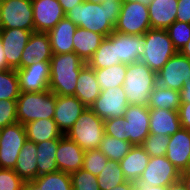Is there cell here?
Instances as JSON below:
<instances>
[{
	"mask_svg": "<svg viewBox=\"0 0 190 190\" xmlns=\"http://www.w3.org/2000/svg\"><path fill=\"white\" fill-rule=\"evenodd\" d=\"M121 5L122 2L111 0L101 4L84 1L74 5L65 13V17L77 27L108 37L114 31Z\"/></svg>",
	"mask_w": 190,
	"mask_h": 190,
	"instance_id": "obj_1",
	"label": "cell"
},
{
	"mask_svg": "<svg viewBox=\"0 0 190 190\" xmlns=\"http://www.w3.org/2000/svg\"><path fill=\"white\" fill-rule=\"evenodd\" d=\"M86 64L75 52L52 55L49 90L55 95L73 96L78 75Z\"/></svg>",
	"mask_w": 190,
	"mask_h": 190,
	"instance_id": "obj_2",
	"label": "cell"
},
{
	"mask_svg": "<svg viewBox=\"0 0 190 190\" xmlns=\"http://www.w3.org/2000/svg\"><path fill=\"white\" fill-rule=\"evenodd\" d=\"M156 84L157 73L141 61L127 65L122 88L129 105L148 107L149 95Z\"/></svg>",
	"mask_w": 190,
	"mask_h": 190,
	"instance_id": "obj_3",
	"label": "cell"
},
{
	"mask_svg": "<svg viewBox=\"0 0 190 190\" xmlns=\"http://www.w3.org/2000/svg\"><path fill=\"white\" fill-rule=\"evenodd\" d=\"M56 95L50 91L20 92L17 98V121L23 125L38 119H53Z\"/></svg>",
	"mask_w": 190,
	"mask_h": 190,
	"instance_id": "obj_4",
	"label": "cell"
},
{
	"mask_svg": "<svg viewBox=\"0 0 190 190\" xmlns=\"http://www.w3.org/2000/svg\"><path fill=\"white\" fill-rule=\"evenodd\" d=\"M104 134V121L90 108H86L66 136L87 151L98 149Z\"/></svg>",
	"mask_w": 190,
	"mask_h": 190,
	"instance_id": "obj_5",
	"label": "cell"
},
{
	"mask_svg": "<svg viewBox=\"0 0 190 190\" xmlns=\"http://www.w3.org/2000/svg\"><path fill=\"white\" fill-rule=\"evenodd\" d=\"M146 44L140 61L158 73L178 51L166 29H149L145 33Z\"/></svg>",
	"mask_w": 190,
	"mask_h": 190,
	"instance_id": "obj_6",
	"label": "cell"
},
{
	"mask_svg": "<svg viewBox=\"0 0 190 190\" xmlns=\"http://www.w3.org/2000/svg\"><path fill=\"white\" fill-rule=\"evenodd\" d=\"M151 29L148 5L140 2H122L114 31L128 35H143Z\"/></svg>",
	"mask_w": 190,
	"mask_h": 190,
	"instance_id": "obj_7",
	"label": "cell"
},
{
	"mask_svg": "<svg viewBox=\"0 0 190 190\" xmlns=\"http://www.w3.org/2000/svg\"><path fill=\"white\" fill-rule=\"evenodd\" d=\"M1 29H25L34 31L31 0H0Z\"/></svg>",
	"mask_w": 190,
	"mask_h": 190,
	"instance_id": "obj_8",
	"label": "cell"
},
{
	"mask_svg": "<svg viewBox=\"0 0 190 190\" xmlns=\"http://www.w3.org/2000/svg\"><path fill=\"white\" fill-rule=\"evenodd\" d=\"M27 140L23 124L16 122L1 129L0 168L14 169L16 159Z\"/></svg>",
	"mask_w": 190,
	"mask_h": 190,
	"instance_id": "obj_9",
	"label": "cell"
},
{
	"mask_svg": "<svg viewBox=\"0 0 190 190\" xmlns=\"http://www.w3.org/2000/svg\"><path fill=\"white\" fill-rule=\"evenodd\" d=\"M124 118V140L133 146L141 145L150 134L149 108L143 105H128Z\"/></svg>",
	"mask_w": 190,
	"mask_h": 190,
	"instance_id": "obj_10",
	"label": "cell"
},
{
	"mask_svg": "<svg viewBox=\"0 0 190 190\" xmlns=\"http://www.w3.org/2000/svg\"><path fill=\"white\" fill-rule=\"evenodd\" d=\"M190 80V59L177 52L157 73V84L162 87L181 91Z\"/></svg>",
	"mask_w": 190,
	"mask_h": 190,
	"instance_id": "obj_11",
	"label": "cell"
},
{
	"mask_svg": "<svg viewBox=\"0 0 190 190\" xmlns=\"http://www.w3.org/2000/svg\"><path fill=\"white\" fill-rule=\"evenodd\" d=\"M128 101L122 86L101 91L90 109L103 121L124 116Z\"/></svg>",
	"mask_w": 190,
	"mask_h": 190,
	"instance_id": "obj_12",
	"label": "cell"
},
{
	"mask_svg": "<svg viewBox=\"0 0 190 190\" xmlns=\"http://www.w3.org/2000/svg\"><path fill=\"white\" fill-rule=\"evenodd\" d=\"M181 173L166 156L150 157L140 179L151 186H169L180 179Z\"/></svg>",
	"mask_w": 190,
	"mask_h": 190,
	"instance_id": "obj_13",
	"label": "cell"
},
{
	"mask_svg": "<svg viewBox=\"0 0 190 190\" xmlns=\"http://www.w3.org/2000/svg\"><path fill=\"white\" fill-rule=\"evenodd\" d=\"M50 71V62H35L28 67L16 69L20 92L49 90Z\"/></svg>",
	"mask_w": 190,
	"mask_h": 190,
	"instance_id": "obj_14",
	"label": "cell"
},
{
	"mask_svg": "<svg viewBox=\"0 0 190 190\" xmlns=\"http://www.w3.org/2000/svg\"><path fill=\"white\" fill-rule=\"evenodd\" d=\"M34 31L25 29H0L7 65L11 69L21 68V55Z\"/></svg>",
	"mask_w": 190,
	"mask_h": 190,
	"instance_id": "obj_15",
	"label": "cell"
},
{
	"mask_svg": "<svg viewBox=\"0 0 190 190\" xmlns=\"http://www.w3.org/2000/svg\"><path fill=\"white\" fill-rule=\"evenodd\" d=\"M31 1L35 32H48L65 17V12L58 0Z\"/></svg>",
	"mask_w": 190,
	"mask_h": 190,
	"instance_id": "obj_16",
	"label": "cell"
},
{
	"mask_svg": "<svg viewBox=\"0 0 190 190\" xmlns=\"http://www.w3.org/2000/svg\"><path fill=\"white\" fill-rule=\"evenodd\" d=\"M87 107L73 96L56 95L55 114L56 122L63 135L73 127V124Z\"/></svg>",
	"mask_w": 190,
	"mask_h": 190,
	"instance_id": "obj_17",
	"label": "cell"
},
{
	"mask_svg": "<svg viewBox=\"0 0 190 190\" xmlns=\"http://www.w3.org/2000/svg\"><path fill=\"white\" fill-rule=\"evenodd\" d=\"M85 151L74 141L63 135L58 142L56 164L58 171L72 173L83 166Z\"/></svg>",
	"mask_w": 190,
	"mask_h": 190,
	"instance_id": "obj_18",
	"label": "cell"
},
{
	"mask_svg": "<svg viewBox=\"0 0 190 190\" xmlns=\"http://www.w3.org/2000/svg\"><path fill=\"white\" fill-rule=\"evenodd\" d=\"M52 55L48 33L34 31L21 55V68L28 67L35 62H50Z\"/></svg>",
	"mask_w": 190,
	"mask_h": 190,
	"instance_id": "obj_19",
	"label": "cell"
},
{
	"mask_svg": "<svg viewBox=\"0 0 190 190\" xmlns=\"http://www.w3.org/2000/svg\"><path fill=\"white\" fill-rule=\"evenodd\" d=\"M166 157L182 173L190 160L189 130L181 127L169 137Z\"/></svg>",
	"mask_w": 190,
	"mask_h": 190,
	"instance_id": "obj_20",
	"label": "cell"
},
{
	"mask_svg": "<svg viewBox=\"0 0 190 190\" xmlns=\"http://www.w3.org/2000/svg\"><path fill=\"white\" fill-rule=\"evenodd\" d=\"M145 44V33L143 35H128L116 32L117 58L123 64L140 62Z\"/></svg>",
	"mask_w": 190,
	"mask_h": 190,
	"instance_id": "obj_21",
	"label": "cell"
},
{
	"mask_svg": "<svg viewBox=\"0 0 190 190\" xmlns=\"http://www.w3.org/2000/svg\"><path fill=\"white\" fill-rule=\"evenodd\" d=\"M178 0H150L148 12L151 29H167L176 21Z\"/></svg>",
	"mask_w": 190,
	"mask_h": 190,
	"instance_id": "obj_22",
	"label": "cell"
},
{
	"mask_svg": "<svg viewBox=\"0 0 190 190\" xmlns=\"http://www.w3.org/2000/svg\"><path fill=\"white\" fill-rule=\"evenodd\" d=\"M77 26L64 17L54 28L49 30L52 54L73 52V38Z\"/></svg>",
	"mask_w": 190,
	"mask_h": 190,
	"instance_id": "obj_23",
	"label": "cell"
},
{
	"mask_svg": "<svg viewBox=\"0 0 190 190\" xmlns=\"http://www.w3.org/2000/svg\"><path fill=\"white\" fill-rule=\"evenodd\" d=\"M101 93L93 68L86 64L80 71L77 79L74 96L87 108H90Z\"/></svg>",
	"mask_w": 190,
	"mask_h": 190,
	"instance_id": "obj_24",
	"label": "cell"
},
{
	"mask_svg": "<svg viewBox=\"0 0 190 190\" xmlns=\"http://www.w3.org/2000/svg\"><path fill=\"white\" fill-rule=\"evenodd\" d=\"M181 128L178 111L149 109V129L152 134L171 136Z\"/></svg>",
	"mask_w": 190,
	"mask_h": 190,
	"instance_id": "obj_25",
	"label": "cell"
},
{
	"mask_svg": "<svg viewBox=\"0 0 190 190\" xmlns=\"http://www.w3.org/2000/svg\"><path fill=\"white\" fill-rule=\"evenodd\" d=\"M150 156L140 145L132 146L119 162L126 181L136 182L148 165Z\"/></svg>",
	"mask_w": 190,
	"mask_h": 190,
	"instance_id": "obj_26",
	"label": "cell"
},
{
	"mask_svg": "<svg viewBox=\"0 0 190 190\" xmlns=\"http://www.w3.org/2000/svg\"><path fill=\"white\" fill-rule=\"evenodd\" d=\"M36 143L26 140L21 148L14 171L24 182H32L38 175Z\"/></svg>",
	"mask_w": 190,
	"mask_h": 190,
	"instance_id": "obj_27",
	"label": "cell"
},
{
	"mask_svg": "<svg viewBox=\"0 0 190 190\" xmlns=\"http://www.w3.org/2000/svg\"><path fill=\"white\" fill-rule=\"evenodd\" d=\"M105 37L99 33L77 27L73 38V52L85 63L92 58Z\"/></svg>",
	"mask_w": 190,
	"mask_h": 190,
	"instance_id": "obj_28",
	"label": "cell"
},
{
	"mask_svg": "<svg viewBox=\"0 0 190 190\" xmlns=\"http://www.w3.org/2000/svg\"><path fill=\"white\" fill-rule=\"evenodd\" d=\"M121 63L116 52V31L105 37L100 47L88 61V65L93 69H102Z\"/></svg>",
	"mask_w": 190,
	"mask_h": 190,
	"instance_id": "obj_29",
	"label": "cell"
},
{
	"mask_svg": "<svg viewBox=\"0 0 190 190\" xmlns=\"http://www.w3.org/2000/svg\"><path fill=\"white\" fill-rule=\"evenodd\" d=\"M27 140L41 143L51 139H60L63 134L53 119H38L24 125Z\"/></svg>",
	"mask_w": 190,
	"mask_h": 190,
	"instance_id": "obj_30",
	"label": "cell"
},
{
	"mask_svg": "<svg viewBox=\"0 0 190 190\" xmlns=\"http://www.w3.org/2000/svg\"><path fill=\"white\" fill-rule=\"evenodd\" d=\"M181 105L180 91L162 87L159 84L149 95L148 108L149 109H165L171 111H178Z\"/></svg>",
	"mask_w": 190,
	"mask_h": 190,
	"instance_id": "obj_31",
	"label": "cell"
},
{
	"mask_svg": "<svg viewBox=\"0 0 190 190\" xmlns=\"http://www.w3.org/2000/svg\"><path fill=\"white\" fill-rule=\"evenodd\" d=\"M59 139H51L37 143V168L38 175H45L58 171L56 164V151Z\"/></svg>",
	"mask_w": 190,
	"mask_h": 190,
	"instance_id": "obj_32",
	"label": "cell"
},
{
	"mask_svg": "<svg viewBox=\"0 0 190 190\" xmlns=\"http://www.w3.org/2000/svg\"><path fill=\"white\" fill-rule=\"evenodd\" d=\"M127 64L118 63L111 67L94 69L101 91L123 85Z\"/></svg>",
	"mask_w": 190,
	"mask_h": 190,
	"instance_id": "obj_33",
	"label": "cell"
},
{
	"mask_svg": "<svg viewBox=\"0 0 190 190\" xmlns=\"http://www.w3.org/2000/svg\"><path fill=\"white\" fill-rule=\"evenodd\" d=\"M32 182L40 190H73L70 174L62 171L38 176Z\"/></svg>",
	"mask_w": 190,
	"mask_h": 190,
	"instance_id": "obj_34",
	"label": "cell"
},
{
	"mask_svg": "<svg viewBox=\"0 0 190 190\" xmlns=\"http://www.w3.org/2000/svg\"><path fill=\"white\" fill-rule=\"evenodd\" d=\"M133 145L125 140L104 134L99 150L112 161L120 162Z\"/></svg>",
	"mask_w": 190,
	"mask_h": 190,
	"instance_id": "obj_35",
	"label": "cell"
},
{
	"mask_svg": "<svg viewBox=\"0 0 190 190\" xmlns=\"http://www.w3.org/2000/svg\"><path fill=\"white\" fill-rule=\"evenodd\" d=\"M97 178L100 190L114 189L126 181L119 163L112 160L107 162L100 174L97 175Z\"/></svg>",
	"mask_w": 190,
	"mask_h": 190,
	"instance_id": "obj_36",
	"label": "cell"
},
{
	"mask_svg": "<svg viewBox=\"0 0 190 190\" xmlns=\"http://www.w3.org/2000/svg\"><path fill=\"white\" fill-rule=\"evenodd\" d=\"M19 79L15 69L0 71V100H17Z\"/></svg>",
	"mask_w": 190,
	"mask_h": 190,
	"instance_id": "obj_37",
	"label": "cell"
},
{
	"mask_svg": "<svg viewBox=\"0 0 190 190\" xmlns=\"http://www.w3.org/2000/svg\"><path fill=\"white\" fill-rule=\"evenodd\" d=\"M169 136L150 133L140 145L150 157L166 156Z\"/></svg>",
	"mask_w": 190,
	"mask_h": 190,
	"instance_id": "obj_38",
	"label": "cell"
},
{
	"mask_svg": "<svg viewBox=\"0 0 190 190\" xmlns=\"http://www.w3.org/2000/svg\"><path fill=\"white\" fill-rule=\"evenodd\" d=\"M166 30L174 48L180 52L190 40V23L175 21Z\"/></svg>",
	"mask_w": 190,
	"mask_h": 190,
	"instance_id": "obj_39",
	"label": "cell"
},
{
	"mask_svg": "<svg viewBox=\"0 0 190 190\" xmlns=\"http://www.w3.org/2000/svg\"><path fill=\"white\" fill-rule=\"evenodd\" d=\"M109 159L99 149L87 150L84 153L82 168L97 176L106 166Z\"/></svg>",
	"mask_w": 190,
	"mask_h": 190,
	"instance_id": "obj_40",
	"label": "cell"
},
{
	"mask_svg": "<svg viewBox=\"0 0 190 190\" xmlns=\"http://www.w3.org/2000/svg\"><path fill=\"white\" fill-rule=\"evenodd\" d=\"M73 190H100L97 176L80 168L70 173Z\"/></svg>",
	"mask_w": 190,
	"mask_h": 190,
	"instance_id": "obj_41",
	"label": "cell"
},
{
	"mask_svg": "<svg viewBox=\"0 0 190 190\" xmlns=\"http://www.w3.org/2000/svg\"><path fill=\"white\" fill-rule=\"evenodd\" d=\"M24 183L13 169L0 168V190H22Z\"/></svg>",
	"mask_w": 190,
	"mask_h": 190,
	"instance_id": "obj_42",
	"label": "cell"
},
{
	"mask_svg": "<svg viewBox=\"0 0 190 190\" xmlns=\"http://www.w3.org/2000/svg\"><path fill=\"white\" fill-rule=\"evenodd\" d=\"M17 121V100H0V128Z\"/></svg>",
	"mask_w": 190,
	"mask_h": 190,
	"instance_id": "obj_43",
	"label": "cell"
},
{
	"mask_svg": "<svg viewBox=\"0 0 190 190\" xmlns=\"http://www.w3.org/2000/svg\"><path fill=\"white\" fill-rule=\"evenodd\" d=\"M124 116L110 118L104 121L106 135L124 140Z\"/></svg>",
	"mask_w": 190,
	"mask_h": 190,
	"instance_id": "obj_44",
	"label": "cell"
},
{
	"mask_svg": "<svg viewBox=\"0 0 190 190\" xmlns=\"http://www.w3.org/2000/svg\"><path fill=\"white\" fill-rule=\"evenodd\" d=\"M176 21L190 23V0H178Z\"/></svg>",
	"mask_w": 190,
	"mask_h": 190,
	"instance_id": "obj_45",
	"label": "cell"
},
{
	"mask_svg": "<svg viewBox=\"0 0 190 190\" xmlns=\"http://www.w3.org/2000/svg\"><path fill=\"white\" fill-rule=\"evenodd\" d=\"M178 112L181 127L190 131V103H181Z\"/></svg>",
	"mask_w": 190,
	"mask_h": 190,
	"instance_id": "obj_46",
	"label": "cell"
},
{
	"mask_svg": "<svg viewBox=\"0 0 190 190\" xmlns=\"http://www.w3.org/2000/svg\"><path fill=\"white\" fill-rule=\"evenodd\" d=\"M135 190H168V186H150L147 181L140 178L134 182Z\"/></svg>",
	"mask_w": 190,
	"mask_h": 190,
	"instance_id": "obj_47",
	"label": "cell"
},
{
	"mask_svg": "<svg viewBox=\"0 0 190 190\" xmlns=\"http://www.w3.org/2000/svg\"><path fill=\"white\" fill-rule=\"evenodd\" d=\"M180 96L181 103H190V80L183 85Z\"/></svg>",
	"mask_w": 190,
	"mask_h": 190,
	"instance_id": "obj_48",
	"label": "cell"
},
{
	"mask_svg": "<svg viewBox=\"0 0 190 190\" xmlns=\"http://www.w3.org/2000/svg\"><path fill=\"white\" fill-rule=\"evenodd\" d=\"M60 5L62 6L64 12H68L69 10L73 9L74 5H78L85 0H58Z\"/></svg>",
	"mask_w": 190,
	"mask_h": 190,
	"instance_id": "obj_49",
	"label": "cell"
},
{
	"mask_svg": "<svg viewBox=\"0 0 190 190\" xmlns=\"http://www.w3.org/2000/svg\"><path fill=\"white\" fill-rule=\"evenodd\" d=\"M9 69L11 68L7 65V61L5 58L4 49L2 45V39L0 35V71L9 70Z\"/></svg>",
	"mask_w": 190,
	"mask_h": 190,
	"instance_id": "obj_50",
	"label": "cell"
},
{
	"mask_svg": "<svg viewBox=\"0 0 190 190\" xmlns=\"http://www.w3.org/2000/svg\"><path fill=\"white\" fill-rule=\"evenodd\" d=\"M108 190H135L134 182L131 181H125L124 183L116 186L114 189H108Z\"/></svg>",
	"mask_w": 190,
	"mask_h": 190,
	"instance_id": "obj_51",
	"label": "cell"
},
{
	"mask_svg": "<svg viewBox=\"0 0 190 190\" xmlns=\"http://www.w3.org/2000/svg\"><path fill=\"white\" fill-rule=\"evenodd\" d=\"M168 190H187L181 179L168 186Z\"/></svg>",
	"mask_w": 190,
	"mask_h": 190,
	"instance_id": "obj_52",
	"label": "cell"
},
{
	"mask_svg": "<svg viewBox=\"0 0 190 190\" xmlns=\"http://www.w3.org/2000/svg\"><path fill=\"white\" fill-rule=\"evenodd\" d=\"M180 53L190 59V40H189V42L183 47V49L180 51Z\"/></svg>",
	"mask_w": 190,
	"mask_h": 190,
	"instance_id": "obj_53",
	"label": "cell"
},
{
	"mask_svg": "<svg viewBox=\"0 0 190 190\" xmlns=\"http://www.w3.org/2000/svg\"><path fill=\"white\" fill-rule=\"evenodd\" d=\"M22 190H40L33 182H25Z\"/></svg>",
	"mask_w": 190,
	"mask_h": 190,
	"instance_id": "obj_54",
	"label": "cell"
},
{
	"mask_svg": "<svg viewBox=\"0 0 190 190\" xmlns=\"http://www.w3.org/2000/svg\"><path fill=\"white\" fill-rule=\"evenodd\" d=\"M180 179L185 184L187 190H190V176H180Z\"/></svg>",
	"mask_w": 190,
	"mask_h": 190,
	"instance_id": "obj_55",
	"label": "cell"
},
{
	"mask_svg": "<svg viewBox=\"0 0 190 190\" xmlns=\"http://www.w3.org/2000/svg\"><path fill=\"white\" fill-rule=\"evenodd\" d=\"M181 176H190V160L185 169L182 171Z\"/></svg>",
	"mask_w": 190,
	"mask_h": 190,
	"instance_id": "obj_56",
	"label": "cell"
},
{
	"mask_svg": "<svg viewBox=\"0 0 190 190\" xmlns=\"http://www.w3.org/2000/svg\"><path fill=\"white\" fill-rule=\"evenodd\" d=\"M85 1L92 2V3H100L101 4V3L106 2L108 0H85ZM111 1H114V2H123V0H111Z\"/></svg>",
	"mask_w": 190,
	"mask_h": 190,
	"instance_id": "obj_57",
	"label": "cell"
},
{
	"mask_svg": "<svg viewBox=\"0 0 190 190\" xmlns=\"http://www.w3.org/2000/svg\"><path fill=\"white\" fill-rule=\"evenodd\" d=\"M123 2H140L144 5H148L150 3V0H123Z\"/></svg>",
	"mask_w": 190,
	"mask_h": 190,
	"instance_id": "obj_58",
	"label": "cell"
},
{
	"mask_svg": "<svg viewBox=\"0 0 190 190\" xmlns=\"http://www.w3.org/2000/svg\"><path fill=\"white\" fill-rule=\"evenodd\" d=\"M0 29H1V6H0Z\"/></svg>",
	"mask_w": 190,
	"mask_h": 190,
	"instance_id": "obj_59",
	"label": "cell"
}]
</instances>
